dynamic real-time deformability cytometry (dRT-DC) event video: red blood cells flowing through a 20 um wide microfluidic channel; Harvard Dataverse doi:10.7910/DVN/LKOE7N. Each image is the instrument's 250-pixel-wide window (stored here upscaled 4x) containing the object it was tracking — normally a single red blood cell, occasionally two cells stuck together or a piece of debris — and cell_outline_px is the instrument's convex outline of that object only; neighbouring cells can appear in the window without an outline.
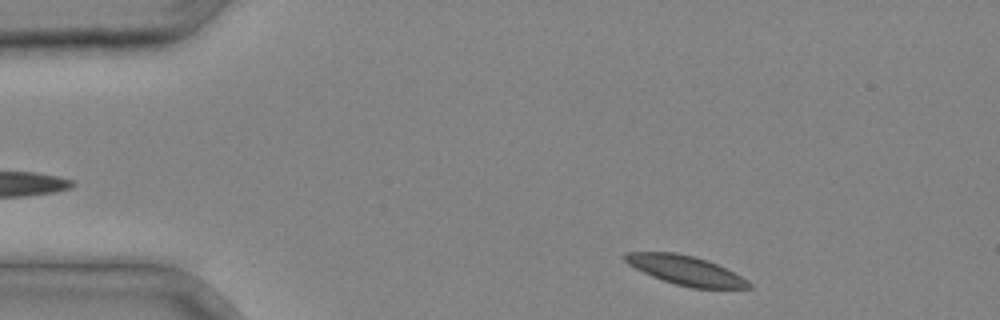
{"species": "common noctule bat (a hibernating species)", "species_latin": "Nyctalus noctula", "temperature_condition": "cold", "stored_images_in_passage": 32, "camera_frame_rate_fps": 3000, "um_per_image_px": 0.085, "animal": {"sex": "male", "body_mass_g": 20.4}, "frame": {"image": 1, "passage_image": 1, "time_ms": 0.0, "image_size_px": [1000, 320], "cell_outline_px": [[752, 288], [692, 288], [676, 284], [652, 276], [628, 264], [624, 260], [624, 252], [676, 252], [708, 260], [748, 280], [752, 284]], "centroid_in_image_um": [58.27, 22.97], "position_along_channel_um": 26.7, "area_um2": 20.81}}
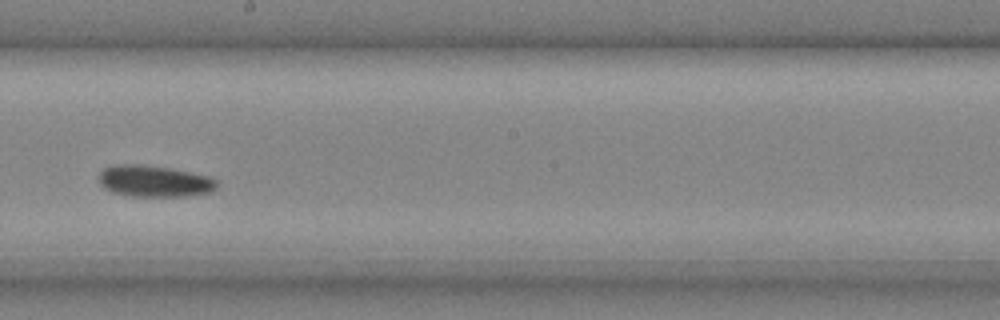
{"frame": {"image": 2, "passage_image": 17, "time_ms": 5.333, "image_size_px": [1000, 320], "cell_outline_px": [[216, 188], [212, 192], [184, 196], [128, 196], [112, 192], [104, 188], [100, 184], [100, 172], [104, 168], [112, 164], [140, 164], [168, 168], [208, 176], [216, 180]], "centroid_in_image_um": [13.07, 15.4], "position_along_channel_um": 235.1, "area_um2": 21.56}}
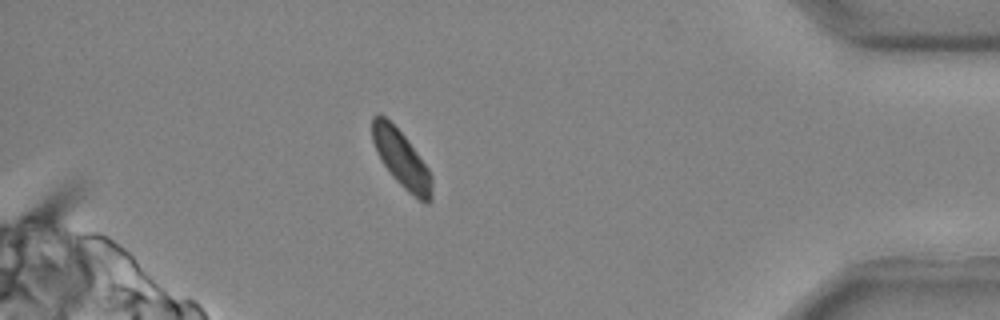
{"frame": {"image": 3, "passage_image": 29, "time_ms": 9.333, "image_size_px": [1000, 320], "cell_outline_px": [[432, 200], [428, 204], [424, 204], [408, 192], [392, 176], [380, 160], [372, 140], [372, 116], [376, 112], [384, 116], [404, 136], [428, 168], [432, 176]], "centroid_in_image_um": [34.12, 13.54], "position_along_channel_um": 401.1, "area_um2": 19.71}}